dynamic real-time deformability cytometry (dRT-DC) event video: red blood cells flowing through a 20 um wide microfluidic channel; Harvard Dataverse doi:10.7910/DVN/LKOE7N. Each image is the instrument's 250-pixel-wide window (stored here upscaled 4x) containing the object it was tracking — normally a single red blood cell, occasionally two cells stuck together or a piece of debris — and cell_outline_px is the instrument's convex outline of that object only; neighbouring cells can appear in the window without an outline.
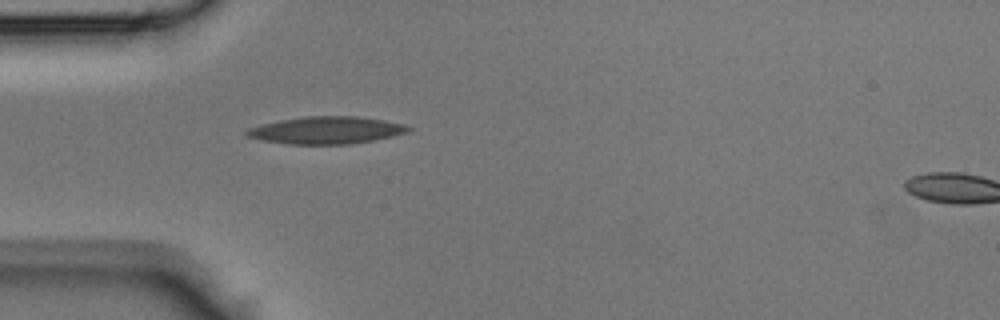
{"species": "Egyptian fruit bat (a non-hibernating species)", "species_latin": "Rousettus aegyptiacus", "temperature_condition": "room temperature", "stored_images_in_passage": 26, "camera_frame_rate_fps": 3000, "um_per_image_px": 0.085, "animal": {"sex": "male"}, "frame": {"image": 1, "passage_image": 1, "time_ms": 0.0, "image_size_px": [1000, 320], "cell_outline_px": [[412, 128], [408, 132], [392, 136], [352, 144], [288, 144], [260, 140], [248, 136], [244, 132], [248, 128], [280, 120], [304, 116], [356, 116], [384, 120], [404, 124]], "centroid_in_image_um": [27.74, 11.07], "position_along_channel_um": 57.3, "area_um2": 25.61}}
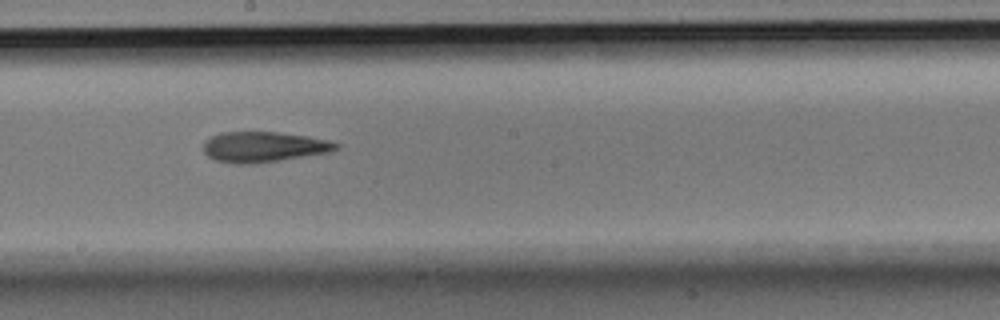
{"frame": {"image": 2, "passage_image": 12, "time_ms": 3.667, "image_size_px": [1000, 320], "cell_outline_px": [[340, 148], [328, 152], [252, 164], [236, 164], [216, 160], [208, 156], [204, 152], [204, 140], [220, 132], [276, 132], [308, 136], [328, 140], [340, 144]], "centroid_in_image_um": [22.39, 12.48], "position_along_channel_um": 225.8, "area_um2": 23.35}}
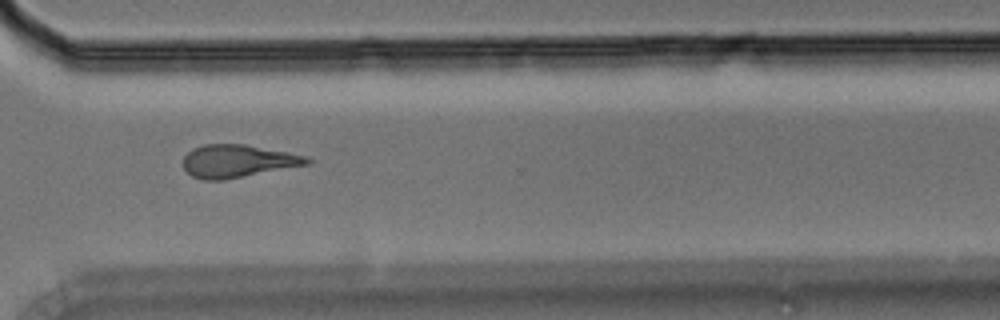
{"frame": {"image": 3, "passage_image": 20, "time_ms": 6.333, "image_size_px": [1000, 320], "cell_outline_px": [[312, 160], [308, 164], [224, 180], [204, 180], [192, 176], [184, 168], [184, 156], [192, 148], [204, 144], [244, 144], [288, 152], [304, 156]], "centroid_in_image_um": [20.17, 13.69], "position_along_channel_um": 350.4, "area_um2": 23.41}}